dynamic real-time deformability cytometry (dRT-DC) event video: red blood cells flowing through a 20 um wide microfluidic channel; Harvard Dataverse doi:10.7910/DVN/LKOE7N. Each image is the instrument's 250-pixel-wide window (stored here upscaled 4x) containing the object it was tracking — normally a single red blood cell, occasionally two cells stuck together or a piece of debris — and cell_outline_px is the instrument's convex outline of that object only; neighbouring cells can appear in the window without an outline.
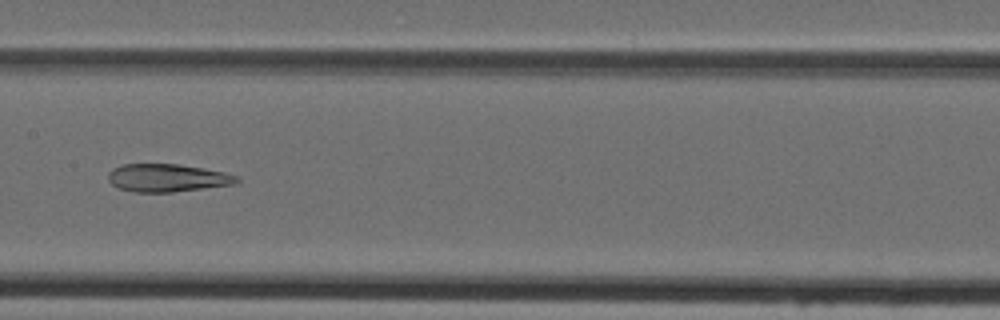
{"species": "Egyptian fruit bat (a non-hibernating species)", "species_latin": "Rousettus aegyptiacus", "temperature_condition": "cold", "stored_images_in_passage": 47, "camera_frame_rate_fps": 3000, "um_per_image_px": 0.085, "animal": {"sex": "female"}, "frame": {"image": 1, "passage_image": 24, "time_ms": 7.667, "image_size_px": [1000, 320], "cell_outline_px": [[240, 180], [236, 184], [172, 192], [136, 192], [120, 188], [112, 184], [108, 180], [108, 172], [112, 168], [120, 164], [176, 164], [204, 168], [224, 172], [240, 176]], "centroid_in_image_um": [14.23, 15.11], "position_along_channel_um": 193.2, "area_um2": 20.98}}
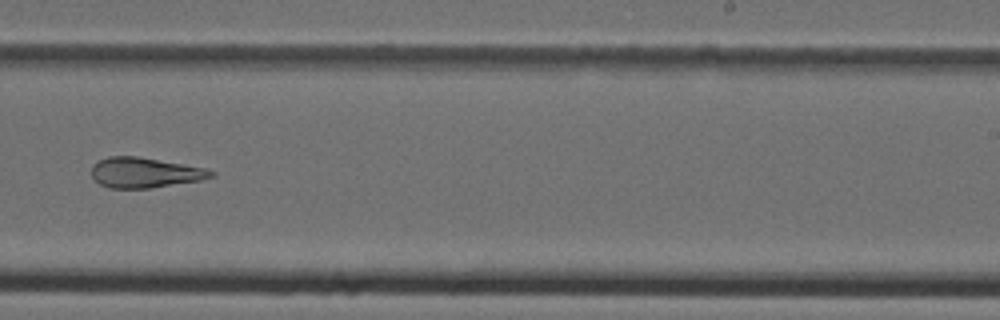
{"frame": {"image": 2, "passage_image": 30, "time_ms": 9.667, "image_size_px": [1000, 320], "cell_outline_px": [[216, 176], [200, 180], [148, 188], [108, 188], [100, 184], [92, 176], [92, 164], [108, 156], [136, 156], [208, 168], [216, 172]], "centroid_in_image_um": [12.33, 14.66], "position_along_channel_um": 276.7, "area_um2": 21.04}}
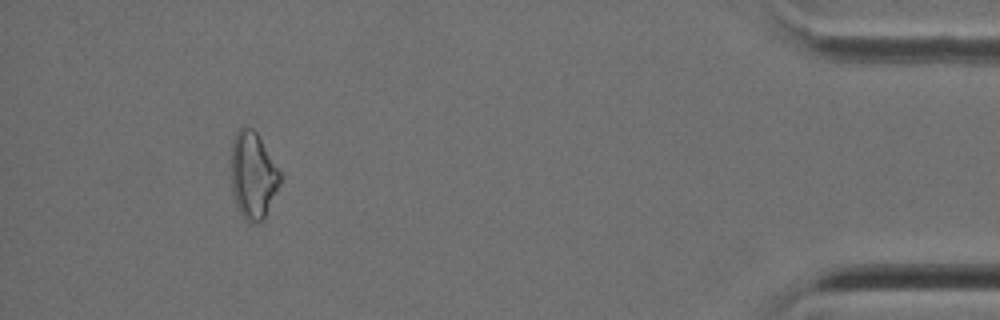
{"frame": {"image": 3, "passage_image": 44, "time_ms": 14.333, "image_size_px": [1000, 320], "cell_outline_px": [[280, 184], [264, 220], [256, 224], [252, 224], [244, 220], [236, 204], [232, 192], [232, 140], [236, 132], [240, 128], [252, 128], [256, 132], [280, 172]], "centroid_in_image_um": [21.5, 14.96], "position_along_channel_um": 413.7, "area_um2": 24.57}}